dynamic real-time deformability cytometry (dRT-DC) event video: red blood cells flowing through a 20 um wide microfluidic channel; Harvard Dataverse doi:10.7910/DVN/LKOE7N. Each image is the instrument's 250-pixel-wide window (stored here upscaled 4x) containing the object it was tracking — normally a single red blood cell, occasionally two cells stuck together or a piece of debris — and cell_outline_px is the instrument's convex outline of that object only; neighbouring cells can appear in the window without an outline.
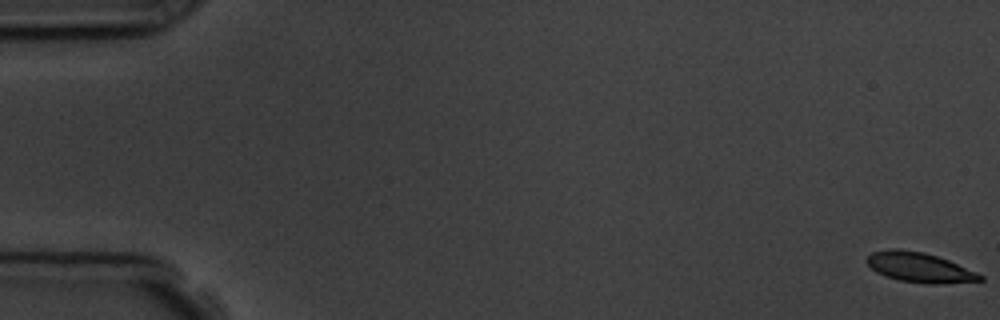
{"species": "common noctule bat (a hibernating species)", "species_latin": "Nyctalus noctula", "temperature_condition": "room temperature", "stored_images_in_passage": 12, "camera_frame_rate_fps": 3000, "um_per_image_px": 0.085, "animal": {"sex": "male", "body_mass_g": 19.5, "forearm_length_mm": 54.6}, "frame": {"image": 1, "passage_image": 1, "time_ms": 0.0, "image_size_px": [1000, 320], "cell_outline_px": [[984, 280], [940, 284], [924, 284], [900, 280], [876, 272], [864, 260], [872, 252], [896, 248], [924, 252], [948, 260], [976, 272], [984, 276]], "centroid_in_image_um": [78.16, 22.73], "position_along_channel_um": 6.8, "area_um2": 19.54}}
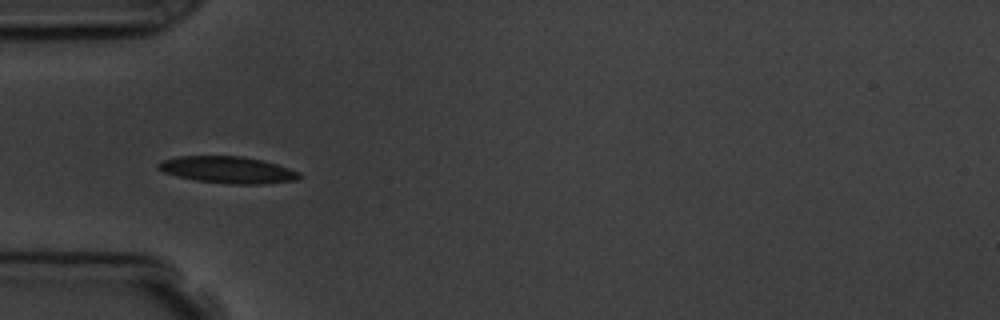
{"frame": {"image": 2, "passage_image": 6, "time_ms": 5.667, "image_size_px": [1000, 320], "cell_outline_px": [[304, 176], [296, 180], [264, 184], [228, 184], [196, 180], [164, 172], [156, 168], [156, 164], [160, 160], [176, 156], [240, 156], [260, 160], [276, 164], [300, 172]], "centroid_in_image_um": [19.35, 14.43], "position_along_channel_um": 65.7, "area_um2": 22.02}}
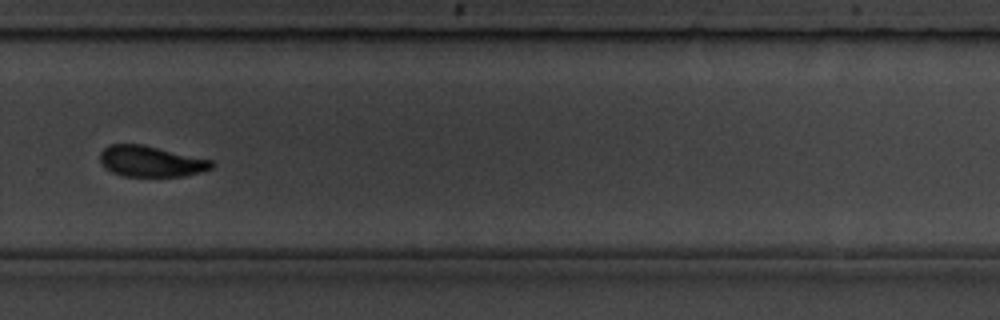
{"frame": {"image": 3, "passage_image": 12, "time_ms": 12.333, "image_size_px": [1000, 320], "cell_outline_px": [[216, 164], [212, 168], [200, 172], [184, 176], [124, 176], [112, 172], [104, 168], [100, 160], [100, 152], [108, 144], [144, 144], [212, 160]], "centroid_in_image_um": [12.82, 13.7], "position_along_channel_um": 317.0, "area_um2": 20.23}}